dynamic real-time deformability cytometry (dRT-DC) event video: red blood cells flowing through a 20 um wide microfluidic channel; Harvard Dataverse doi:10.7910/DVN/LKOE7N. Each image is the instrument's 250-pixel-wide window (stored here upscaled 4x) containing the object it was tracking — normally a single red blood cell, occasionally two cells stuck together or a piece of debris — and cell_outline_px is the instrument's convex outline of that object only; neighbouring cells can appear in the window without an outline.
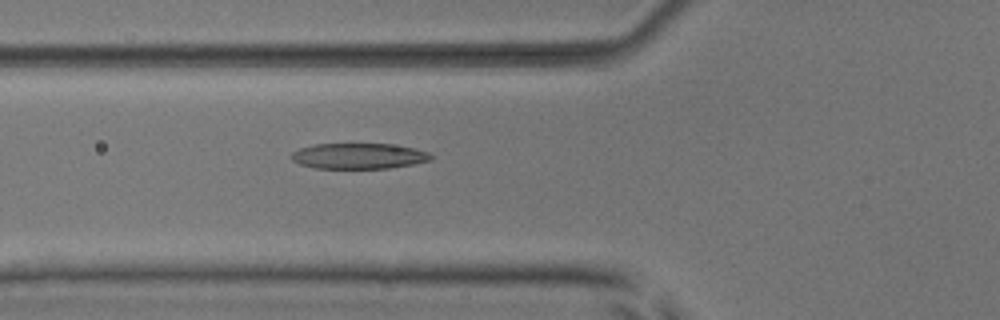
{"species": "common noctule bat (a hibernating species)", "species_latin": "Nyctalus noctula", "temperature_condition": "room temperature", "stored_images_in_passage": 6, "camera_frame_rate_fps": 3000, "um_per_image_px": 0.085, "animal": {"sex": "male", "body_mass_g": 17.9, "forearm_length_mm": 54.2}, "frame": {"image": 1, "passage_image": 6, "time_ms": 5.667, "image_size_px": [1000, 320], "cell_outline_px": [[432, 160], [412, 164], [388, 168], [316, 168], [300, 164], [292, 160], [292, 152], [300, 148], [316, 144], [392, 144], [416, 148], [428, 152], [432, 156]], "centroid_in_image_um": [30.51, 13.26], "position_along_channel_um": 95.3, "area_um2": 20.75}}